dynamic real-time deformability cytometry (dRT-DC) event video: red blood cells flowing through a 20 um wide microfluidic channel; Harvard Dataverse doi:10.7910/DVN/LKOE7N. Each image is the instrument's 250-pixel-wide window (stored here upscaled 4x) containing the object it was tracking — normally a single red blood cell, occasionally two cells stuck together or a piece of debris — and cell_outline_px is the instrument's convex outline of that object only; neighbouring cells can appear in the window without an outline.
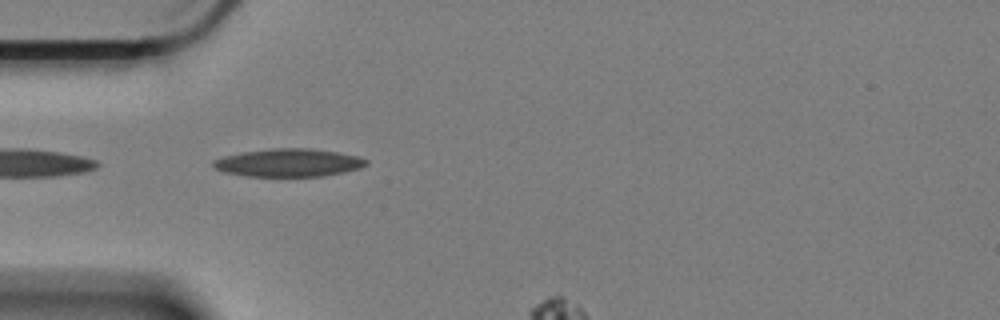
{"species": "Egyptian fruit bat (a non-hibernating species)", "species_latin": "Rousettus aegyptiacus", "temperature_condition": "cold", "stored_images_in_passage": 5, "camera_frame_rate_fps": 3000, "um_per_image_px": 0.085, "animal": {"sex": "female"}, "frame": {"image": 1, "passage_image": 2, "time_ms": 0.333, "image_size_px": [1000, 320], "cell_outline_px": [[368, 164], [360, 168], [344, 172], [324, 176], [248, 176], [224, 172], [216, 168], [212, 164], [212, 160], [224, 156], [244, 152], [272, 148], [312, 148], [336, 152], [356, 156], [368, 160]], "centroid_in_image_um": [24.54, 13.83], "position_along_channel_um": 60.5, "area_um2": 24.8}}